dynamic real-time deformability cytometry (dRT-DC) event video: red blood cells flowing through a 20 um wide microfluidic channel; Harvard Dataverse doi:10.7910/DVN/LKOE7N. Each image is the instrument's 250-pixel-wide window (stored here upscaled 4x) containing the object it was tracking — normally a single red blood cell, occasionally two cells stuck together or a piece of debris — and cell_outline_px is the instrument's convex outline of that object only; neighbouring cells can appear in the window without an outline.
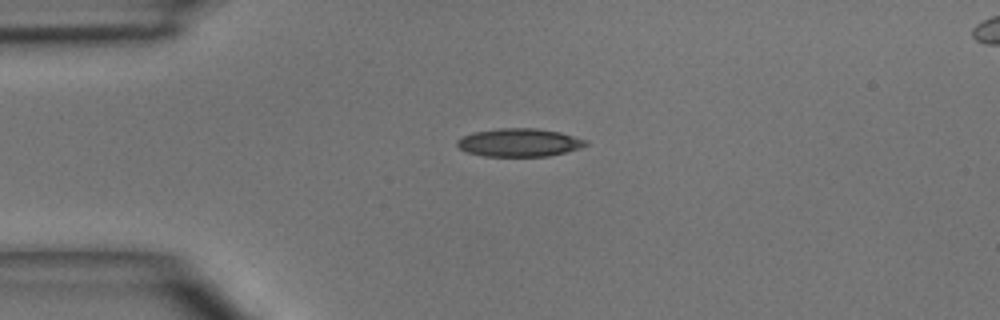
{"species": "common noctule bat (a hibernating species)", "species_latin": "Nyctalus noctula", "temperature_condition": "room temperature", "stored_images_in_passage": 2, "camera_frame_rate_fps": 3000, "um_per_image_px": 0.085, "animal": {"sex": "male", "body_mass_g": 15.6}, "frame": {"image": 1, "passage_image": 1, "time_ms": 0.0, "image_size_px": [1000, 320], "cell_outline_px": [[588, 144], [580, 148], [548, 156], [484, 156], [468, 152], [460, 148], [456, 144], [456, 140], [472, 132], [500, 128], [536, 128], [560, 132], [588, 140]], "centroid_in_image_um": [44.14, 12.11], "position_along_channel_um": 40.9, "area_um2": 21.04}}